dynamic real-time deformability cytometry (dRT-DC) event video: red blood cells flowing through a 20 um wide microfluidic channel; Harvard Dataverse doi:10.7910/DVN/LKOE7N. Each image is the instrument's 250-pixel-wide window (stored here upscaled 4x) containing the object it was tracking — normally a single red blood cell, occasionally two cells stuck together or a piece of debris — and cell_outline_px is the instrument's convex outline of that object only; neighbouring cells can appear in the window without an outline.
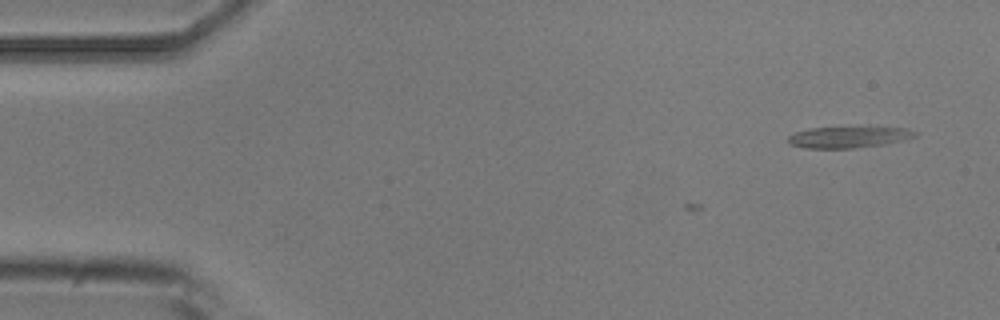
{"species": "common noctule bat (a hibernating species)", "species_latin": "Nyctalus noctula", "temperature_condition": "room temperature", "stored_images_in_passage": 7, "camera_frame_rate_fps": 3000, "um_per_image_px": 0.085, "animal": {"sex": "male", "body_mass_g": 20.5, "forearm_length_mm": 52.5}, "frame": {"image": 1, "passage_image": 1, "time_ms": 0.0, "image_size_px": [1000, 320], "cell_outline_px": [[920, 132], [916, 136], [908, 140], [884, 144], [852, 148], [804, 148], [788, 144], [788, 136], [796, 132], [812, 128], [868, 124], [908, 128]], "centroid_in_image_um": [72.27, 11.59], "position_along_channel_um": 12.7, "area_um2": 16.99}}
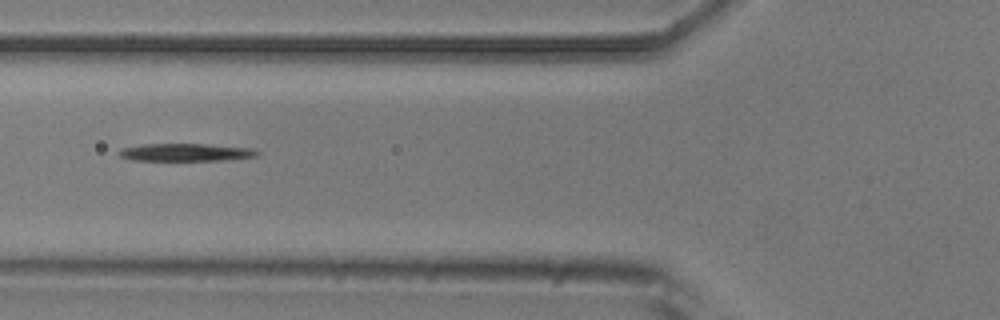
{"frame": {"image": 2, "passage_image": 6, "time_ms": 5.667, "image_size_px": [1000, 320], "cell_outline_px": [[260, 152], [256, 156], [224, 160], [132, 160], [120, 156], [116, 152], [120, 148], [144, 144], [204, 144], [252, 148]], "centroid_in_image_um": [15.74, 12.94], "position_along_channel_um": 110.1, "area_um2": 14.1}}
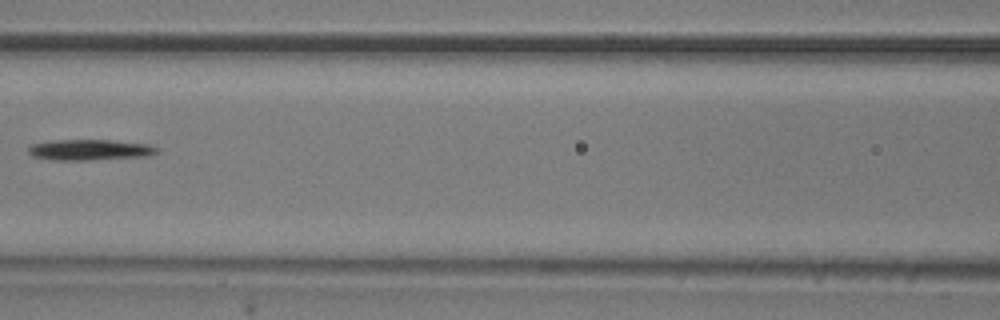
{"frame": {"image": 3, "passage_image": 7, "time_ms": 7.0, "image_size_px": [1000, 320], "cell_outline_px": [[160, 152], [148, 156], [92, 160], [56, 160], [32, 156], [28, 152], [28, 148], [32, 144], [52, 140], [112, 140], [144, 144], [160, 148]], "centroid_in_image_um": [7.65, 12.74], "position_along_channel_um": 158.9, "area_um2": 15.61}}